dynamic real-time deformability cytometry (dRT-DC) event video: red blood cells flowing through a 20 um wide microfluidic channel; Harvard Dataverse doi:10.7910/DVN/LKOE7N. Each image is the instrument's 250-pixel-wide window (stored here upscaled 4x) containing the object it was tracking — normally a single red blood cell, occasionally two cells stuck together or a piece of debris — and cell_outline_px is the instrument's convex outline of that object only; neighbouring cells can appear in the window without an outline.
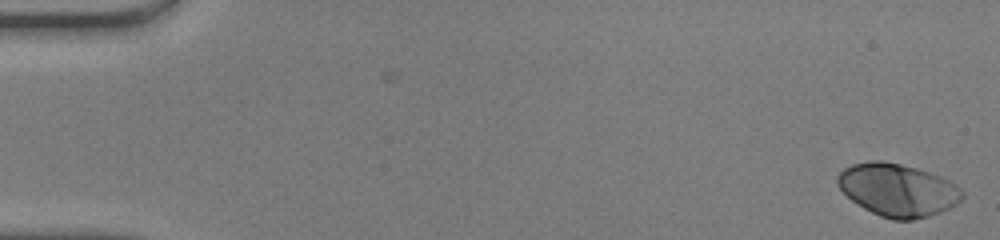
{"species": "human", "species_latin": "Homo sapiens", "temperature_condition": "warm", "stored_images_in_passage": 50, "camera_frame_rate_fps": 3000, "um_per_image_px": 0.085, "donor": {"sex": "male"}, "frame": {"image": 1, "passage_image": 1, "time_ms": 0.0, "image_size_px": [1000, 240], "cell_outline_px": [[964, 196], [956, 204], [940, 212], [928, 216], [912, 220], [892, 220], [880, 216], [864, 208], [852, 200], [836, 184], [836, 176], [844, 168], [852, 164], [868, 160], [884, 160], [916, 168], [940, 176], [956, 184], [964, 192]], "centroid_in_image_um": [76.29, 16.13], "position_along_channel_um": 8.7, "area_um2": 38.26}}
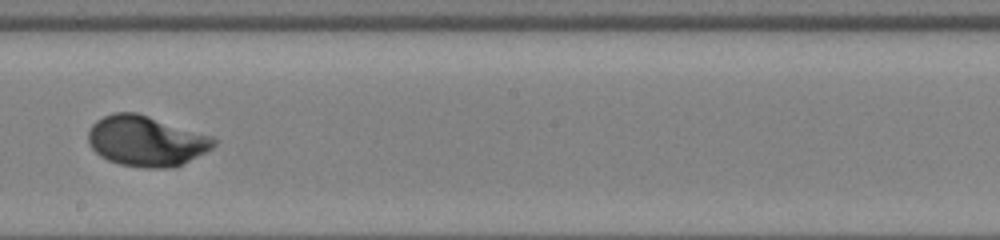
{"frame": {"image": 2, "passage_image": 29, "time_ms": 9.333, "image_size_px": [1000, 240], "cell_outline_px": [[216, 144], [212, 148], [172, 168], [144, 168], [120, 164], [108, 160], [100, 156], [88, 144], [88, 132], [92, 124], [96, 120], [112, 112], [136, 112], [212, 136], [216, 140]], "centroid_in_image_um": [12.38, 11.98], "position_along_channel_um": 235.8, "area_um2": 36.7}}
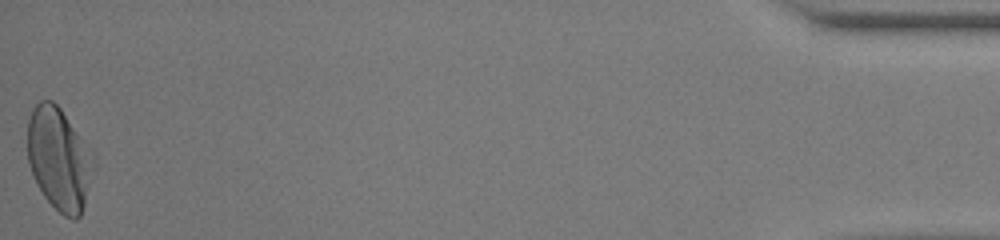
{"frame": {"image": 3, "passage_image": 50, "time_ms": 16.333, "image_size_px": [1000, 240], "cell_outline_px": [[88, 184], [84, 204], [80, 216], [76, 220], [72, 220], [64, 216], [44, 196], [36, 184], [28, 160], [28, 120], [32, 108], [40, 100], [52, 100], [60, 108], [72, 128], [76, 136], [88, 164]], "centroid_in_image_um": [4.86, 13.54], "position_along_channel_um": 430.3, "area_um2": 36.59}, "authors_computed_cell_mechanics": {"area_um2": 36.3273, "velocity_mm_per_s": 4.1449, "shape_relaxation_time_tau1_ms": 2.8196, "shape_relaxation_time_tau2_ms": null, "deformation_change_tau1": 0.1779, "deformation_change_tau2": null}}